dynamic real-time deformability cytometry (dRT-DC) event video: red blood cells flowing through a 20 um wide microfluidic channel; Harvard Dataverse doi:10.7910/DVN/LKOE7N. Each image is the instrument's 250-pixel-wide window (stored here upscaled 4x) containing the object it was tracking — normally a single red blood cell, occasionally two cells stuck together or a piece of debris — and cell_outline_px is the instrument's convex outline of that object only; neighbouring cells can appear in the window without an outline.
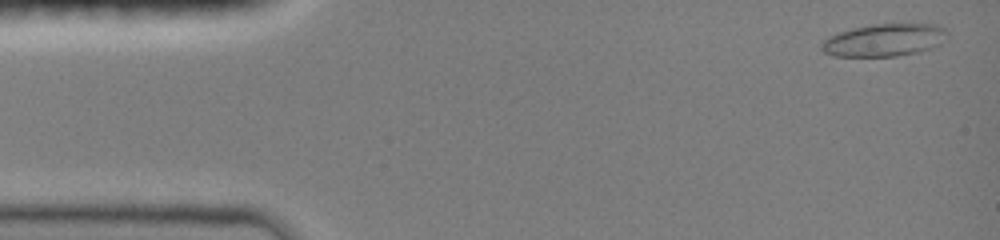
{"species": "common noctule bat (a hibernating species)", "species_latin": "Nyctalus noctula", "temperature_condition": "room temperature", "stored_images_in_passage": 45, "camera_frame_rate_fps": 3000, "um_per_image_px": 0.085, "animal": {"sex": "female", "body_mass_g": 19.0, "forearm_length_mm": 51.5}, "frame": {"image": 1, "passage_image": 2, "time_ms": 0.333, "image_size_px": [1000, 240], "cell_outline_px": [[948, 36], [940, 44], [932, 48], [916, 52], [896, 56], [832, 56], [824, 52], [820, 48], [820, 44], [828, 36], [852, 28], [872, 24], [936, 24], [948, 28]], "centroid_in_image_um": [75.18, 3.4], "position_along_channel_um": 9.8, "area_um2": 24.04}}
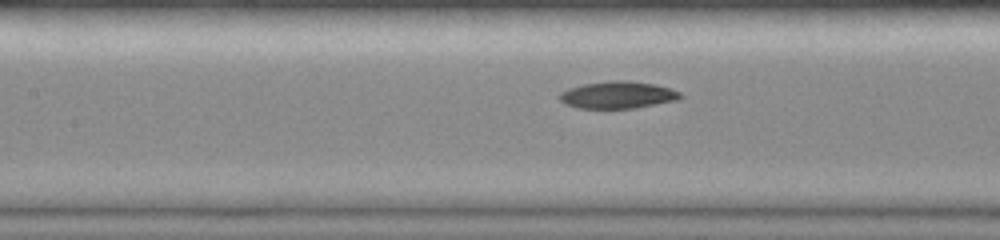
{"frame": {"image": 2, "passage_image": 21, "time_ms": 6.667, "image_size_px": [1000, 240], "cell_outline_px": [[684, 96], [680, 100], [636, 108], [576, 108], [564, 104], [560, 100], [560, 92], [568, 88], [584, 84], [612, 80], [628, 80], [656, 84], [672, 88], [680, 92]], "centroid_in_image_um": [52.56, 8.07], "position_along_channel_um": 154.8, "area_um2": 19.42}}
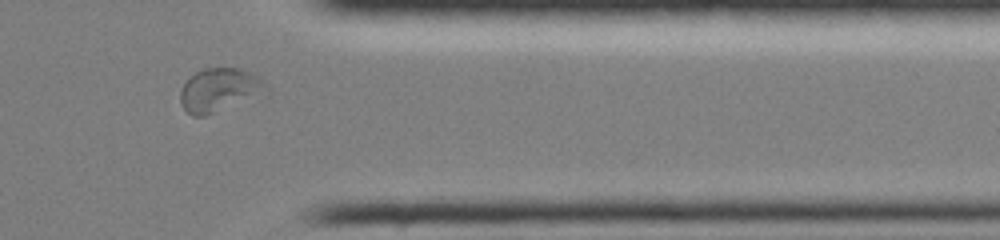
{"frame": {"image": 3, "passage_image": 39, "time_ms": 12.667, "image_size_px": [1000, 240], "cell_outline_px": [[268, 96], [204, 116], [192, 116], [180, 104], [180, 92], [184, 84], [196, 72], [204, 68], [240, 68], [256, 76], [268, 88]], "centroid_in_image_um": [18.71, 7.69], "position_along_channel_um": 392.7, "area_um2": 22.14}, "authors_computed_cell_mechanics": {"area_um2": 20.1722, "velocity_mm_per_s": 3.9957, "shape_relaxation_time_tau1_ms": 4.5432, "shape_relaxation_time_tau2_ms": 5.6575, "deformation_change_tau1": 0.1461, "deformation_change_tau2": 0.0756}}